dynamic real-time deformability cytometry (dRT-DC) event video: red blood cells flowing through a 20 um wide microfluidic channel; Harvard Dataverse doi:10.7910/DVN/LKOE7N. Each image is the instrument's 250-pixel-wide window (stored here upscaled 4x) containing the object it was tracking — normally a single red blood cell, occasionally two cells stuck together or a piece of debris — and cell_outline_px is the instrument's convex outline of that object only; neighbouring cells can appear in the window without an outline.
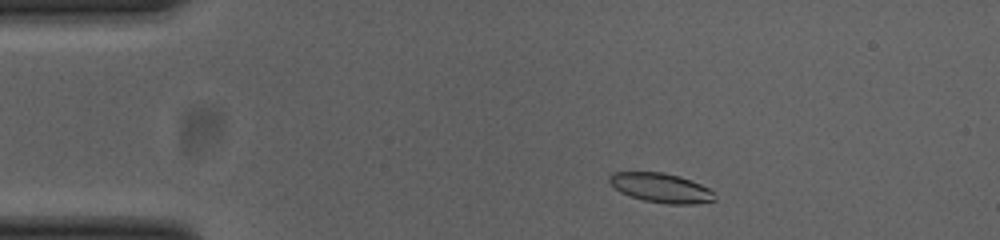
{"species": "common noctule bat (a hibernating species)", "species_latin": "Nyctalus noctula", "temperature_condition": "cold", "stored_images_in_passage": 48, "camera_frame_rate_fps": 3000, "um_per_image_px": 0.085, "animal": {"sex": "female", "body_mass_g": 23.0, "forearm_length_mm": 53.4}, "frame": {"image": 1, "passage_image": 4, "time_ms": 1.0, "image_size_px": [1000, 240], "cell_outline_px": [[716, 200], [692, 204], [668, 204], [644, 200], [620, 192], [608, 180], [608, 176], [616, 172], [660, 172], [680, 176], [700, 184], [708, 188], [712, 192]], "centroid_in_image_um": [56.18, 15.96], "position_along_channel_um": 28.8, "area_um2": 17.74}}
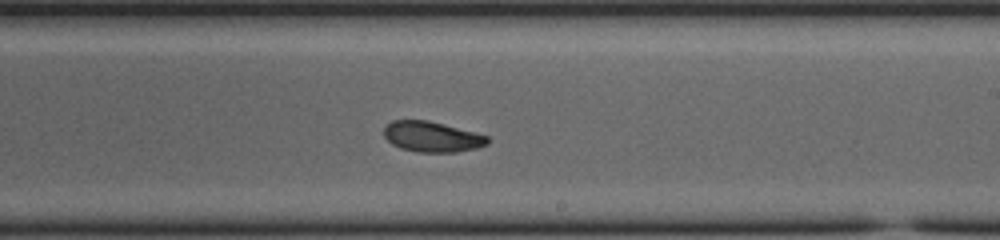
{"frame": {"image": 2, "passage_image": 26, "time_ms": 8.333, "image_size_px": [1000, 240], "cell_outline_px": [[488, 144], [476, 148], [456, 152], [420, 152], [400, 148], [392, 144], [384, 136], [384, 128], [392, 120], [428, 120], [488, 136]], "centroid_in_image_um": [36.7, 11.62], "position_along_channel_um": 252.3, "area_um2": 18.21}}
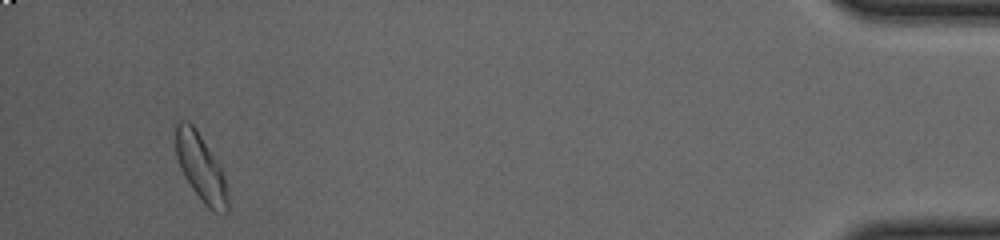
{"frame": {"image": 3, "passage_image": 45, "time_ms": 14.667, "image_size_px": [1000, 240], "cell_outline_px": [[228, 212], [212, 212], [204, 204], [192, 188], [184, 176], [180, 168], [176, 156], [176, 120], [188, 120], [196, 128], [220, 168], [224, 176], [228, 188]], "centroid_in_image_um": [17.06, 14.26], "position_along_channel_um": 418.1, "area_um2": 20.23}, "authors_computed_cell_mechanics": {"area_um2": 18.785, "velocity_mm_per_s": 3.8274, "shape_relaxation_time_tau1_ms": 2.6789, "shape_relaxation_time_tau2_ms": null, "deformation_change_tau1": 0.1234, "deformation_change_tau2": null}}